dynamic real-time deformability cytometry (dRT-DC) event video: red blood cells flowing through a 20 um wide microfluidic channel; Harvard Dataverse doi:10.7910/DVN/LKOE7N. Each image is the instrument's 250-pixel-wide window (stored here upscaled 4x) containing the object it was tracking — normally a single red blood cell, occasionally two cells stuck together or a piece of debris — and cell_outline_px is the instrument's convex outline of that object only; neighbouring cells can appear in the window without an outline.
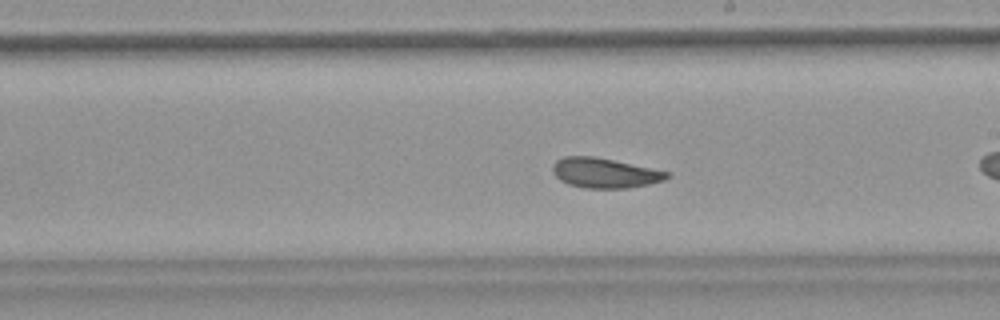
{"species": "common noctule bat (a hibernating species)", "species_latin": "Nyctalus noctula", "temperature_condition": "warm", "stored_images_in_passage": 17, "camera_frame_rate_fps": 3000, "um_per_image_px": 0.085, "animal": {"sex": "female", "body_mass_g": 18.4}, "frame": {"image": 1, "passage_image": 12, "time_ms": 3.667, "image_size_px": [1000, 320], "cell_outline_px": [[672, 176], [664, 180], [648, 184], [628, 188], [584, 188], [568, 184], [560, 180], [552, 172], [552, 164], [556, 160], [564, 156], [596, 156], [672, 172]], "centroid_in_image_um": [51.42, 14.69], "position_along_channel_um": 237.6, "area_um2": 20.23}}